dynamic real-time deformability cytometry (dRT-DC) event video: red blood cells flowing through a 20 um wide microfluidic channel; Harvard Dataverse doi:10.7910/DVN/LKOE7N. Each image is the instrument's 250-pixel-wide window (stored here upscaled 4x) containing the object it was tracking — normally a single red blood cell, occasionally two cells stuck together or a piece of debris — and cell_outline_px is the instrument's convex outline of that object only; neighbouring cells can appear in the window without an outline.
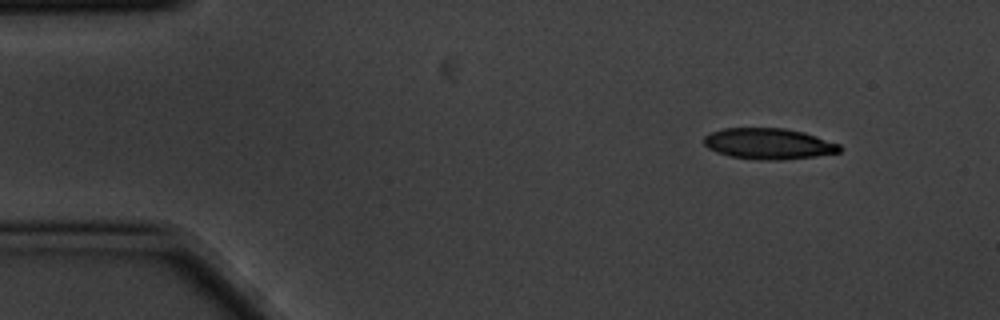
{"species": "common noctule bat (a hibernating species)", "species_latin": "Nyctalus noctula", "temperature_condition": "cold", "stored_images_in_passage": 4, "camera_frame_rate_fps": 3000, "um_per_image_px": 0.085, "animal": {"sex": "male", "body_mass_g": 20.1, "forearm_length_mm": 53.5}, "frame": {"image": 1, "passage_image": 1, "time_ms": 0.0, "image_size_px": [1000, 320], "cell_outline_px": [[844, 148], [840, 152], [816, 156], [780, 160], [756, 160], [732, 156], [716, 152], [708, 148], [704, 144], [704, 136], [712, 132], [724, 128], [784, 128], [804, 132], [840, 144]], "centroid_in_image_um": [65.36, 12.22], "position_along_channel_um": 19.6, "area_um2": 24.57}}
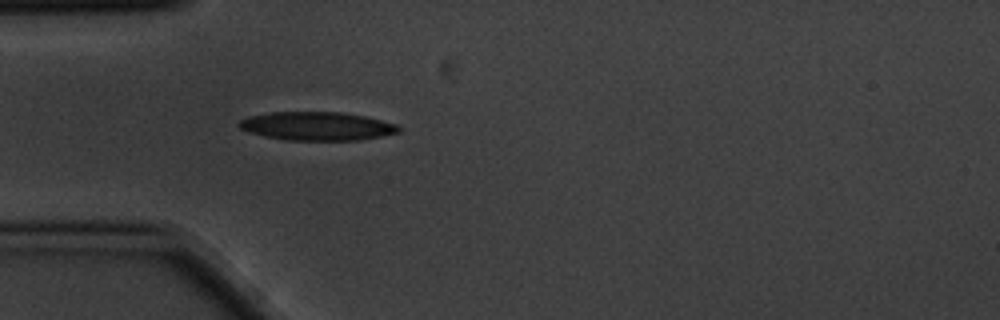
{"frame": {"image": 2, "passage_image": 4, "time_ms": 1.0, "image_size_px": [1000, 320], "cell_outline_px": [[400, 132], [360, 140], [288, 140], [264, 136], [248, 132], [240, 128], [236, 124], [240, 120], [248, 116], [272, 112], [340, 112], [364, 116], [396, 124], [400, 128]], "centroid_in_image_um": [26.9, 10.72], "position_along_channel_um": 58.1, "area_um2": 26.41}}